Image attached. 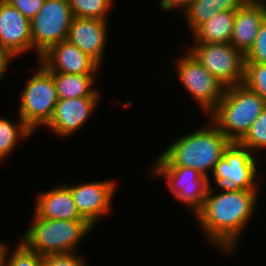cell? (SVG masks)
<instances>
[{"label": "cell", "mask_w": 266, "mask_h": 266, "mask_svg": "<svg viewBox=\"0 0 266 266\" xmlns=\"http://www.w3.org/2000/svg\"><path fill=\"white\" fill-rule=\"evenodd\" d=\"M222 190L220 194L213 195L216 189L209 187L203 206L195 216L209 242L229 253L250 221L259 189Z\"/></svg>", "instance_id": "cell-1"}, {"label": "cell", "mask_w": 266, "mask_h": 266, "mask_svg": "<svg viewBox=\"0 0 266 266\" xmlns=\"http://www.w3.org/2000/svg\"><path fill=\"white\" fill-rule=\"evenodd\" d=\"M209 124L208 128L183 134L158 156L153 166L191 167L209 178L207 173L214 171L232 143L212 122Z\"/></svg>", "instance_id": "cell-2"}, {"label": "cell", "mask_w": 266, "mask_h": 266, "mask_svg": "<svg viewBox=\"0 0 266 266\" xmlns=\"http://www.w3.org/2000/svg\"><path fill=\"white\" fill-rule=\"evenodd\" d=\"M265 108L262 97L242 83L226 87L209 118L231 142L238 143Z\"/></svg>", "instance_id": "cell-3"}, {"label": "cell", "mask_w": 266, "mask_h": 266, "mask_svg": "<svg viewBox=\"0 0 266 266\" xmlns=\"http://www.w3.org/2000/svg\"><path fill=\"white\" fill-rule=\"evenodd\" d=\"M34 214L33 225L21 242L41 256L75 252L79 241L93 228L87 220H50Z\"/></svg>", "instance_id": "cell-4"}, {"label": "cell", "mask_w": 266, "mask_h": 266, "mask_svg": "<svg viewBox=\"0 0 266 266\" xmlns=\"http://www.w3.org/2000/svg\"><path fill=\"white\" fill-rule=\"evenodd\" d=\"M38 72L31 77L20 94L19 116L34 131L51 118L58 102L52 74L40 63Z\"/></svg>", "instance_id": "cell-5"}, {"label": "cell", "mask_w": 266, "mask_h": 266, "mask_svg": "<svg viewBox=\"0 0 266 266\" xmlns=\"http://www.w3.org/2000/svg\"><path fill=\"white\" fill-rule=\"evenodd\" d=\"M187 52L225 87L243 83L245 56L231 43L195 42Z\"/></svg>", "instance_id": "cell-6"}, {"label": "cell", "mask_w": 266, "mask_h": 266, "mask_svg": "<svg viewBox=\"0 0 266 266\" xmlns=\"http://www.w3.org/2000/svg\"><path fill=\"white\" fill-rule=\"evenodd\" d=\"M73 18L68 0H45L31 19L32 44L39 59L51 46L67 40Z\"/></svg>", "instance_id": "cell-7"}, {"label": "cell", "mask_w": 266, "mask_h": 266, "mask_svg": "<svg viewBox=\"0 0 266 266\" xmlns=\"http://www.w3.org/2000/svg\"><path fill=\"white\" fill-rule=\"evenodd\" d=\"M257 168L254 153L239 143L232 142L215 165L212 173L214 183L220 189H257L258 184L254 182L257 181Z\"/></svg>", "instance_id": "cell-8"}, {"label": "cell", "mask_w": 266, "mask_h": 266, "mask_svg": "<svg viewBox=\"0 0 266 266\" xmlns=\"http://www.w3.org/2000/svg\"><path fill=\"white\" fill-rule=\"evenodd\" d=\"M185 54L176 61L178 79L201 109L210 114L224 96L226 87L189 52Z\"/></svg>", "instance_id": "cell-9"}, {"label": "cell", "mask_w": 266, "mask_h": 266, "mask_svg": "<svg viewBox=\"0 0 266 266\" xmlns=\"http://www.w3.org/2000/svg\"><path fill=\"white\" fill-rule=\"evenodd\" d=\"M153 169V170H152ZM152 176H163L170 192L175 198L185 203L196 215L202 208L210 179L191 167H154Z\"/></svg>", "instance_id": "cell-10"}, {"label": "cell", "mask_w": 266, "mask_h": 266, "mask_svg": "<svg viewBox=\"0 0 266 266\" xmlns=\"http://www.w3.org/2000/svg\"><path fill=\"white\" fill-rule=\"evenodd\" d=\"M0 47L10 58L33 49L31 20L5 0H0Z\"/></svg>", "instance_id": "cell-11"}, {"label": "cell", "mask_w": 266, "mask_h": 266, "mask_svg": "<svg viewBox=\"0 0 266 266\" xmlns=\"http://www.w3.org/2000/svg\"><path fill=\"white\" fill-rule=\"evenodd\" d=\"M68 187L78 212L93 227L100 216L109 212L115 193L114 181H94Z\"/></svg>", "instance_id": "cell-12"}, {"label": "cell", "mask_w": 266, "mask_h": 266, "mask_svg": "<svg viewBox=\"0 0 266 266\" xmlns=\"http://www.w3.org/2000/svg\"><path fill=\"white\" fill-rule=\"evenodd\" d=\"M39 62L49 71L66 74H95L100 65L68 40L51 46Z\"/></svg>", "instance_id": "cell-13"}, {"label": "cell", "mask_w": 266, "mask_h": 266, "mask_svg": "<svg viewBox=\"0 0 266 266\" xmlns=\"http://www.w3.org/2000/svg\"><path fill=\"white\" fill-rule=\"evenodd\" d=\"M99 99V97L58 99L50 120L44 126L61 137L70 136L84 125Z\"/></svg>", "instance_id": "cell-14"}, {"label": "cell", "mask_w": 266, "mask_h": 266, "mask_svg": "<svg viewBox=\"0 0 266 266\" xmlns=\"http://www.w3.org/2000/svg\"><path fill=\"white\" fill-rule=\"evenodd\" d=\"M107 20L74 17L67 40L101 65L107 40Z\"/></svg>", "instance_id": "cell-15"}, {"label": "cell", "mask_w": 266, "mask_h": 266, "mask_svg": "<svg viewBox=\"0 0 266 266\" xmlns=\"http://www.w3.org/2000/svg\"><path fill=\"white\" fill-rule=\"evenodd\" d=\"M266 18V4L244 3L235 11L230 43L244 56L253 46L261 24Z\"/></svg>", "instance_id": "cell-16"}, {"label": "cell", "mask_w": 266, "mask_h": 266, "mask_svg": "<svg viewBox=\"0 0 266 266\" xmlns=\"http://www.w3.org/2000/svg\"><path fill=\"white\" fill-rule=\"evenodd\" d=\"M35 213L50 220H86L78 212L68 185H59L38 195Z\"/></svg>", "instance_id": "cell-17"}, {"label": "cell", "mask_w": 266, "mask_h": 266, "mask_svg": "<svg viewBox=\"0 0 266 266\" xmlns=\"http://www.w3.org/2000/svg\"><path fill=\"white\" fill-rule=\"evenodd\" d=\"M234 21L235 11L219 12L193 32L194 41L200 43H230Z\"/></svg>", "instance_id": "cell-18"}, {"label": "cell", "mask_w": 266, "mask_h": 266, "mask_svg": "<svg viewBox=\"0 0 266 266\" xmlns=\"http://www.w3.org/2000/svg\"><path fill=\"white\" fill-rule=\"evenodd\" d=\"M56 86L58 99L100 97L94 87L95 74H66L50 72Z\"/></svg>", "instance_id": "cell-19"}, {"label": "cell", "mask_w": 266, "mask_h": 266, "mask_svg": "<svg viewBox=\"0 0 266 266\" xmlns=\"http://www.w3.org/2000/svg\"><path fill=\"white\" fill-rule=\"evenodd\" d=\"M244 0H194L185 11V19L194 32L200 25L222 11H236Z\"/></svg>", "instance_id": "cell-20"}, {"label": "cell", "mask_w": 266, "mask_h": 266, "mask_svg": "<svg viewBox=\"0 0 266 266\" xmlns=\"http://www.w3.org/2000/svg\"><path fill=\"white\" fill-rule=\"evenodd\" d=\"M33 132L20 116L18 124L0 117V160L6 158L14 150L20 138H27Z\"/></svg>", "instance_id": "cell-21"}, {"label": "cell", "mask_w": 266, "mask_h": 266, "mask_svg": "<svg viewBox=\"0 0 266 266\" xmlns=\"http://www.w3.org/2000/svg\"><path fill=\"white\" fill-rule=\"evenodd\" d=\"M73 17L107 20L113 0H68Z\"/></svg>", "instance_id": "cell-22"}, {"label": "cell", "mask_w": 266, "mask_h": 266, "mask_svg": "<svg viewBox=\"0 0 266 266\" xmlns=\"http://www.w3.org/2000/svg\"><path fill=\"white\" fill-rule=\"evenodd\" d=\"M243 84L266 102V64L244 62Z\"/></svg>", "instance_id": "cell-23"}, {"label": "cell", "mask_w": 266, "mask_h": 266, "mask_svg": "<svg viewBox=\"0 0 266 266\" xmlns=\"http://www.w3.org/2000/svg\"><path fill=\"white\" fill-rule=\"evenodd\" d=\"M238 143L249 151L252 150V153H255L257 149L266 148V108Z\"/></svg>", "instance_id": "cell-24"}, {"label": "cell", "mask_w": 266, "mask_h": 266, "mask_svg": "<svg viewBox=\"0 0 266 266\" xmlns=\"http://www.w3.org/2000/svg\"><path fill=\"white\" fill-rule=\"evenodd\" d=\"M8 247L4 249L3 266H42L43 256L28 249L22 242L16 247V251L7 258Z\"/></svg>", "instance_id": "cell-25"}, {"label": "cell", "mask_w": 266, "mask_h": 266, "mask_svg": "<svg viewBox=\"0 0 266 266\" xmlns=\"http://www.w3.org/2000/svg\"><path fill=\"white\" fill-rule=\"evenodd\" d=\"M245 62L266 64V18L260 26L253 46L245 55Z\"/></svg>", "instance_id": "cell-26"}, {"label": "cell", "mask_w": 266, "mask_h": 266, "mask_svg": "<svg viewBox=\"0 0 266 266\" xmlns=\"http://www.w3.org/2000/svg\"><path fill=\"white\" fill-rule=\"evenodd\" d=\"M42 266H86L82 256L72 253L43 256Z\"/></svg>", "instance_id": "cell-27"}, {"label": "cell", "mask_w": 266, "mask_h": 266, "mask_svg": "<svg viewBox=\"0 0 266 266\" xmlns=\"http://www.w3.org/2000/svg\"><path fill=\"white\" fill-rule=\"evenodd\" d=\"M18 9L29 20L33 19L44 5L45 0H5Z\"/></svg>", "instance_id": "cell-28"}, {"label": "cell", "mask_w": 266, "mask_h": 266, "mask_svg": "<svg viewBox=\"0 0 266 266\" xmlns=\"http://www.w3.org/2000/svg\"><path fill=\"white\" fill-rule=\"evenodd\" d=\"M192 1L194 0H160V7L166 11L175 8L186 11Z\"/></svg>", "instance_id": "cell-29"}, {"label": "cell", "mask_w": 266, "mask_h": 266, "mask_svg": "<svg viewBox=\"0 0 266 266\" xmlns=\"http://www.w3.org/2000/svg\"><path fill=\"white\" fill-rule=\"evenodd\" d=\"M10 56L0 47V63H9Z\"/></svg>", "instance_id": "cell-30"}, {"label": "cell", "mask_w": 266, "mask_h": 266, "mask_svg": "<svg viewBox=\"0 0 266 266\" xmlns=\"http://www.w3.org/2000/svg\"><path fill=\"white\" fill-rule=\"evenodd\" d=\"M8 63H0V79L5 74L6 70L8 69Z\"/></svg>", "instance_id": "cell-31"}, {"label": "cell", "mask_w": 266, "mask_h": 266, "mask_svg": "<svg viewBox=\"0 0 266 266\" xmlns=\"http://www.w3.org/2000/svg\"><path fill=\"white\" fill-rule=\"evenodd\" d=\"M6 245L0 243V266H3V255Z\"/></svg>", "instance_id": "cell-32"}, {"label": "cell", "mask_w": 266, "mask_h": 266, "mask_svg": "<svg viewBox=\"0 0 266 266\" xmlns=\"http://www.w3.org/2000/svg\"><path fill=\"white\" fill-rule=\"evenodd\" d=\"M246 3H259V4H266L264 0H244Z\"/></svg>", "instance_id": "cell-33"}]
</instances>
